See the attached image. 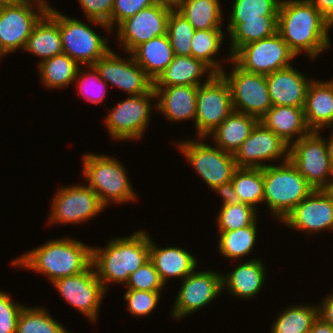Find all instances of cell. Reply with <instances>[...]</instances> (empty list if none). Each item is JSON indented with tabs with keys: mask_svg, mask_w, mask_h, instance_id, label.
Wrapping results in <instances>:
<instances>
[{
	"mask_svg": "<svg viewBox=\"0 0 333 333\" xmlns=\"http://www.w3.org/2000/svg\"><path fill=\"white\" fill-rule=\"evenodd\" d=\"M14 268L42 273L51 283L86 271L92 265V246L66 236L47 240L11 260ZM48 278V279H47Z\"/></svg>",
	"mask_w": 333,
	"mask_h": 333,
	"instance_id": "7a4b0ae2",
	"label": "cell"
},
{
	"mask_svg": "<svg viewBox=\"0 0 333 333\" xmlns=\"http://www.w3.org/2000/svg\"><path fill=\"white\" fill-rule=\"evenodd\" d=\"M54 193L46 223L48 226L59 223L80 225L106 210L96 192L85 183L64 185Z\"/></svg>",
	"mask_w": 333,
	"mask_h": 333,
	"instance_id": "9c48e42d",
	"label": "cell"
},
{
	"mask_svg": "<svg viewBox=\"0 0 333 333\" xmlns=\"http://www.w3.org/2000/svg\"><path fill=\"white\" fill-rule=\"evenodd\" d=\"M318 318L333 327V290L318 302Z\"/></svg>",
	"mask_w": 333,
	"mask_h": 333,
	"instance_id": "681fc988",
	"label": "cell"
},
{
	"mask_svg": "<svg viewBox=\"0 0 333 333\" xmlns=\"http://www.w3.org/2000/svg\"><path fill=\"white\" fill-rule=\"evenodd\" d=\"M124 286L125 290L139 291H162L166 288L150 259L129 275Z\"/></svg>",
	"mask_w": 333,
	"mask_h": 333,
	"instance_id": "ee69618b",
	"label": "cell"
},
{
	"mask_svg": "<svg viewBox=\"0 0 333 333\" xmlns=\"http://www.w3.org/2000/svg\"><path fill=\"white\" fill-rule=\"evenodd\" d=\"M263 179V205L280 224L314 190L289 159L264 167Z\"/></svg>",
	"mask_w": 333,
	"mask_h": 333,
	"instance_id": "8992f818",
	"label": "cell"
},
{
	"mask_svg": "<svg viewBox=\"0 0 333 333\" xmlns=\"http://www.w3.org/2000/svg\"><path fill=\"white\" fill-rule=\"evenodd\" d=\"M259 121L288 146L311 131L306 125L304 108L301 107L272 106Z\"/></svg>",
	"mask_w": 333,
	"mask_h": 333,
	"instance_id": "484cf974",
	"label": "cell"
},
{
	"mask_svg": "<svg viewBox=\"0 0 333 333\" xmlns=\"http://www.w3.org/2000/svg\"><path fill=\"white\" fill-rule=\"evenodd\" d=\"M310 131L289 146L288 159L314 189H326L333 176L325 138Z\"/></svg>",
	"mask_w": 333,
	"mask_h": 333,
	"instance_id": "30bf717a",
	"label": "cell"
},
{
	"mask_svg": "<svg viewBox=\"0 0 333 333\" xmlns=\"http://www.w3.org/2000/svg\"><path fill=\"white\" fill-rule=\"evenodd\" d=\"M258 219L251 225L232 231L218 232L217 251L221 257L226 259L243 261L253 253L258 235ZM233 259V260H232Z\"/></svg>",
	"mask_w": 333,
	"mask_h": 333,
	"instance_id": "4dcf8cb0",
	"label": "cell"
},
{
	"mask_svg": "<svg viewBox=\"0 0 333 333\" xmlns=\"http://www.w3.org/2000/svg\"><path fill=\"white\" fill-rule=\"evenodd\" d=\"M231 181L241 203L259 209L264 197L263 168L237 167Z\"/></svg>",
	"mask_w": 333,
	"mask_h": 333,
	"instance_id": "8d00e7d4",
	"label": "cell"
},
{
	"mask_svg": "<svg viewBox=\"0 0 333 333\" xmlns=\"http://www.w3.org/2000/svg\"><path fill=\"white\" fill-rule=\"evenodd\" d=\"M49 5L45 0H20L0 8V46L7 55L24 50L34 25Z\"/></svg>",
	"mask_w": 333,
	"mask_h": 333,
	"instance_id": "8fae6325",
	"label": "cell"
},
{
	"mask_svg": "<svg viewBox=\"0 0 333 333\" xmlns=\"http://www.w3.org/2000/svg\"><path fill=\"white\" fill-rule=\"evenodd\" d=\"M156 92L152 87L147 93L128 95L115 106L107 108L104 125L114 141H138L146 135L152 111L156 110ZM152 102L155 104L152 105ZM153 108L155 110H153Z\"/></svg>",
	"mask_w": 333,
	"mask_h": 333,
	"instance_id": "52a82bcc",
	"label": "cell"
},
{
	"mask_svg": "<svg viewBox=\"0 0 333 333\" xmlns=\"http://www.w3.org/2000/svg\"><path fill=\"white\" fill-rule=\"evenodd\" d=\"M220 0H184L176 9L195 30L222 29L223 6Z\"/></svg>",
	"mask_w": 333,
	"mask_h": 333,
	"instance_id": "1f68e13d",
	"label": "cell"
},
{
	"mask_svg": "<svg viewBox=\"0 0 333 333\" xmlns=\"http://www.w3.org/2000/svg\"><path fill=\"white\" fill-rule=\"evenodd\" d=\"M184 0H154L155 4L168 7L172 10H176Z\"/></svg>",
	"mask_w": 333,
	"mask_h": 333,
	"instance_id": "f5cc1de1",
	"label": "cell"
},
{
	"mask_svg": "<svg viewBox=\"0 0 333 333\" xmlns=\"http://www.w3.org/2000/svg\"><path fill=\"white\" fill-rule=\"evenodd\" d=\"M154 0H114L110 18V29L113 31L121 22L134 16L139 11L151 7Z\"/></svg>",
	"mask_w": 333,
	"mask_h": 333,
	"instance_id": "bcb514c9",
	"label": "cell"
},
{
	"mask_svg": "<svg viewBox=\"0 0 333 333\" xmlns=\"http://www.w3.org/2000/svg\"><path fill=\"white\" fill-rule=\"evenodd\" d=\"M170 8L154 4L116 26L115 40L124 53H131L137 46L155 37L167 34Z\"/></svg>",
	"mask_w": 333,
	"mask_h": 333,
	"instance_id": "e0dca14e",
	"label": "cell"
},
{
	"mask_svg": "<svg viewBox=\"0 0 333 333\" xmlns=\"http://www.w3.org/2000/svg\"><path fill=\"white\" fill-rule=\"evenodd\" d=\"M195 29L177 10H171L168 20L167 35L174 55L191 56V40Z\"/></svg>",
	"mask_w": 333,
	"mask_h": 333,
	"instance_id": "60d3db41",
	"label": "cell"
},
{
	"mask_svg": "<svg viewBox=\"0 0 333 333\" xmlns=\"http://www.w3.org/2000/svg\"><path fill=\"white\" fill-rule=\"evenodd\" d=\"M212 191L216 192V194H218L219 197H221L222 204L220 205H225V204L237 205L241 203L239 196L236 194V191L233 187L232 181L223 183L222 185L217 186Z\"/></svg>",
	"mask_w": 333,
	"mask_h": 333,
	"instance_id": "c3c4849f",
	"label": "cell"
},
{
	"mask_svg": "<svg viewBox=\"0 0 333 333\" xmlns=\"http://www.w3.org/2000/svg\"><path fill=\"white\" fill-rule=\"evenodd\" d=\"M317 318V304L294 303L277 314L269 333H308Z\"/></svg>",
	"mask_w": 333,
	"mask_h": 333,
	"instance_id": "e575fe53",
	"label": "cell"
},
{
	"mask_svg": "<svg viewBox=\"0 0 333 333\" xmlns=\"http://www.w3.org/2000/svg\"><path fill=\"white\" fill-rule=\"evenodd\" d=\"M329 129V138L325 139L326 145H327V149H328V155H329V159L331 162V165L333 167V127L328 128Z\"/></svg>",
	"mask_w": 333,
	"mask_h": 333,
	"instance_id": "db71d44e",
	"label": "cell"
},
{
	"mask_svg": "<svg viewBox=\"0 0 333 333\" xmlns=\"http://www.w3.org/2000/svg\"><path fill=\"white\" fill-rule=\"evenodd\" d=\"M81 66L67 54L62 53L45 60L37 66L41 84L47 89H64L74 84Z\"/></svg>",
	"mask_w": 333,
	"mask_h": 333,
	"instance_id": "d6a6232c",
	"label": "cell"
},
{
	"mask_svg": "<svg viewBox=\"0 0 333 333\" xmlns=\"http://www.w3.org/2000/svg\"><path fill=\"white\" fill-rule=\"evenodd\" d=\"M151 237L149 234V259L153 262L165 286L167 282H170V278L181 281L198 269L197 266L200 263L191 251L180 246L159 247Z\"/></svg>",
	"mask_w": 333,
	"mask_h": 333,
	"instance_id": "603a6c76",
	"label": "cell"
},
{
	"mask_svg": "<svg viewBox=\"0 0 333 333\" xmlns=\"http://www.w3.org/2000/svg\"><path fill=\"white\" fill-rule=\"evenodd\" d=\"M131 55L153 82L169 66L175 56L167 34L140 44L131 52Z\"/></svg>",
	"mask_w": 333,
	"mask_h": 333,
	"instance_id": "f546056e",
	"label": "cell"
},
{
	"mask_svg": "<svg viewBox=\"0 0 333 333\" xmlns=\"http://www.w3.org/2000/svg\"><path fill=\"white\" fill-rule=\"evenodd\" d=\"M320 14L333 26V0H309Z\"/></svg>",
	"mask_w": 333,
	"mask_h": 333,
	"instance_id": "f907efd6",
	"label": "cell"
},
{
	"mask_svg": "<svg viewBox=\"0 0 333 333\" xmlns=\"http://www.w3.org/2000/svg\"><path fill=\"white\" fill-rule=\"evenodd\" d=\"M74 83L83 100L100 105L106 99L108 84L99 77L93 66L80 67Z\"/></svg>",
	"mask_w": 333,
	"mask_h": 333,
	"instance_id": "b9f144b4",
	"label": "cell"
},
{
	"mask_svg": "<svg viewBox=\"0 0 333 333\" xmlns=\"http://www.w3.org/2000/svg\"><path fill=\"white\" fill-rule=\"evenodd\" d=\"M186 276L180 283L178 294L173 300L170 318L182 320L217 300L223 292L222 272L197 270Z\"/></svg>",
	"mask_w": 333,
	"mask_h": 333,
	"instance_id": "4fadbf2b",
	"label": "cell"
},
{
	"mask_svg": "<svg viewBox=\"0 0 333 333\" xmlns=\"http://www.w3.org/2000/svg\"><path fill=\"white\" fill-rule=\"evenodd\" d=\"M278 15H267L263 20H243L230 34L228 58L224 61H231V56L242 46L252 42L271 37L277 32Z\"/></svg>",
	"mask_w": 333,
	"mask_h": 333,
	"instance_id": "d590c367",
	"label": "cell"
},
{
	"mask_svg": "<svg viewBox=\"0 0 333 333\" xmlns=\"http://www.w3.org/2000/svg\"><path fill=\"white\" fill-rule=\"evenodd\" d=\"M123 300L126 308L135 317H149L161 300L163 291L125 290Z\"/></svg>",
	"mask_w": 333,
	"mask_h": 333,
	"instance_id": "7bdbcfd3",
	"label": "cell"
},
{
	"mask_svg": "<svg viewBox=\"0 0 333 333\" xmlns=\"http://www.w3.org/2000/svg\"><path fill=\"white\" fill-rule=\"evenodd\" d=\"M234 111L229 84L214 74L198 86L195 124L196 136H209Z\"/></svg>",
	"mask_w": 333,
	"mask_h": 333,
	"instance_id": "9a60e30c",
	"label": "cell"
},
{
	"mask_svg": "<svg viewBox=\"0 0 333 333\" xmlns=\"http://www.w3.org/2000/svg\"><path fill=\"white\" fill-rule=\"evenodd\" d=\"M12 295L0 289V333H16L17 320L24 307Z\"/></svg>",
	"mask_w": 333,
	"mask_h": 333,
	"instance_id": "f6af8a7d",
	"label": "cell"
},
{
	"mask_svg": "<svg viewBox=\"0 0 333 333\" xmlns=\"http://www.w3.org/2000/svg\"><path fill=\"white\" fill-rule=\"evenodd\" d=\"M239 263L228 273H222L223 292H229L230 296L232 295L236 299H254L260 291L262 292L261 289L266 283L265 278L268 273L265 263L262 258L260 259V256Z\"/></svg>",
	"mask_w": 333,
	"mask_h": 333,
	"instance_id": "7402d4cb",
	"label": "cell"
},
{
	"mask_svg": "<svg viewBox=\"0 0 333 333\" xmlns=\"http://www.w3.org/2000/svg\"><path fill=\"white\" fill-rule=\"evenodd\" d=\"M330 29L333 26L309 0L281 1L277 32L296 57L305 53L314 62L321 53L331 50Z\"/></svg>",
	"mask_w": 333,
	"mask_h": 333,
	"instance_id": "6da1fadb",
	"label": "cell"
},
{
	"mask_svg": "<svg viewBox=\"0 0 333 333\" xmlns=\"http://www.w3.org/2000/svg\"><path fill=\"white\" fill-rule=\"evenodd\" d=\"M295 58L278 32L240 47L231 56V60L244 71L263 75L292 65Z\"/></svg>",
	"mask_w": 333,
	"mask_h": 333,
	"instance_id": "5bb4252c",
	"label": "cell"
},
{
	"mask_svg": "<svg viewBox=\"0 0 333 333\" xmlns=\"http://www.w3.org/2000/svg\"><path fill=\"white\" fill-rule=\"evenodd\" d=\"M156 92V111L172 122L194 121L198 86L153 87Z\"/></svg>",
	"mask_w": 333,
	"mask_h": 333,
	"instance_id": "cb8c5ba5",
	"label": "cell"
},
{
	"mask_svg": "<svg viewBox=\"0 0 333 333\" xmlns=\"http://www.w3.org/2000/svg\"><path fill=\"white\" fill-rule=\"evenodd\" d=\"M51 284L66 305L83 314L87 321H98L99 310L107 291L98 279L93 265L82 273L57 279Z\"/></svg>",
	"mask_w": 333,
	"mask_h": 333,
	"instance_id": "2e32d148",
	"label": "cell"
},
{
	"mask_svg": "<svg viewBox=\"0 0 333 333\" xmlns=\"http://www.w3.org/2000/svg\"><path fill=\"white\" fill-rule=\"evenodd\" d=\"M18 1H20V0H0V8H3L7 5L17 3Z\"/></svg>",
	"mask_w": 333,
	"mask_h": 333,
	"instance_id": "11a10c76",
	"label": "cell"
},
{
	"mask_svg": "<svg viewBox=\"0 0 333 333\" xmlns=\"http://www.w3.org/2000/svg\"><path fill=\"white\" fill-rule=\"evenodd\" d=\"M148 233L140 229L130 236L111 237L106 246L92 245V265L107 292L110 283L125 285L129 275L149 260Z\"/></svg>",
	"mask_w": 333,
	"mask_h": 333,
	"instance_id": "3957f363",
	"label": "cell"
},
{
	"mask_svg": "<svg viewBox=\"0 0 333 333\" xmlns=\"http://www.w3.org/2000/svg\"><path fill=\"white\" fill-rule=\"evenodd\" d=\"M206 141L205 137H196L194 140L187 138L177 140L174 145L208 188L214 190L217 186L232 180L237 166L234 154Z\"/></svg>",
	"mask_w": 333,
	"mask_h": 333,
	"instance_id": "ba28073f",
	"label": "cell"
},
{
	"mask_svg": "<svg viewBox=\"0 0 333 333\" xmlns=\"http://www.w3.org/2000/svg\"><path fill=\"white\" fill-rule=\"evenodd\" d=\"M308 333H333V327L317 318Z\"/></svg>",
	"mask_w": 333,
	"mask_h": 333,
	"instance_id": "816d5d0a",
	"label": "cell"
},
{
	"mask_svg": "<svg viewBox=\"0 0 333 333\" xmlns=\"http://www.w3.org/2000/svg\"><path fill=\"white\" fill-rule=\"evenodd\" d=\"M288 156L289 146L260 121L234 154L236 166L248 168H264L276 164L274 162L282 163L288 160Z\"/></svg>",
	"mask_w": 333,
	"mask_h": 333,
	"instance_id": "d6986e66",
	"label": "cell"
},
{
	"mask_svg": "<svg viewBox=\"0 0 333 333\" xmlns=\"http://www.w3.org/2000/svg\"><path fill=\"white\" fill-rule=\"evenodd\" d=\"M259 122L255 116L233 111L209 136L214 145L235 154Z\"/></svg>",
	"mask_w": 333,
	"mask_h": 333,
	"instance_id": "f1b7e54d",
	"label": "cell"
},
{
	"mask_svg": "<svg viewBox=\"0 0 333 333\" xmlns=\"http://www.w3.org/2000/svg\"><path fill=\"white\" fill-rule=\"evenodd\" d=\"M82 160V175L85 183L96 192L101 202L122 205L136 201L139 197L132 188L127 169L117 158L107 154L85 152Z\"/></svg>",
	"mask_w": 333,
	"mask_h": 333,
	"instance_id": "5b68a950",
	"label": "cell"
},
{
	"mask_svg": "<svg viewBox=\"0 0 333 333\" xmlns=\"http://www.w3.org/2000/svg\"><path fill=\"white\" fill-rule=\"evenodd\" d=\"M328 193H329V195L333 198V176H332V178H331V180H330V183H329V185H328V187L325 189Z\"/></svg>",
	"mask_w": 333,
	"mask_h": 333,
	"instance_id": "9f6ffc18",
	"label": "cell"
},
{
	"mask_svg": "<svg viewBox=\"0 0 333 333\" xmlns=\"http://www.w3.org/2000/svg\"><path fill=\"white\" fill-rule=\"evenodd\" d=\"M16 333H73L45 307L25 305L18 317Z\"/></svg>",
	"mask_w": 333,
	"mask_h": 333,
	"instance_id": "f35d334b",
	"label": "cell"
},
{
	"mask_svg": "<svg viewBox=\"0 0 333 333\" xmlns=\"http://www.w3.org/2000/svg\"><path fill=\"white\" fill-rule=\"evenodd\" d=\"M87 19L106 23L110 27L114 0H77Z\"/></svg>",
	"mask_w": 333,
	"mask_h": 333,
	"instance_id": "7dc6e473",
	"label": "cell"
},
{
	"mask_svg": "<svg viewBox=\"0 0 333 333\" xmlns=\"http://www.w3.org/2000/svg\"><path fill=\"white\" fill-rule=\"evenodd\" d=\"M304 116L311 131L333 127V78L312 79L306 93Z\"/></svg>",
	"mask_w": 333,
	"mask_h": 333,
	"instance_id": "d4e9b609",
	"label": "cell"
},
{
	"mask_svg": "<svg viewBox=\"0 0 333 333\" xmlns=\"http://www.w3.org/2000/svg\"><path fill=\"white\" fill-rule=\"evenodd\" d=\"M47 13L59 24L63 53L75 60L80 66H93V64L105 56L112 48L109 45V36L98 35L92 25L101 27L107 35H112L110 27L103 22L85 19L86 22L77 18L69 17L61 13L51 3ZM88 22V24H87Z\"/></svg>",
	"mask_w": 333,
	"mask_h": 333,
	"instance_id": "277c9868",
	"label": "cell"
},
{
	"mask_svg": "<svg viewBox=\"0 0 333 333\" xmlns=\"http://www.w3.org/2000/svg\"><path fill=\"white\" fill-rule=\"evenodd\" d=\"M25 52L39 59L37 66L63 53L59 24L47 12L34 25L24 48Z\"/></svg>",
	"mask_w": 333,
	"mask_h": 333,
	"instance_id": "83f0119b",
	"label": "cell"
},
{
	"mask_svg": "<svg viewBox=\"0 0 333 333\" xmlns=\"http://www.w3.org/2000/svg\"><path fill=\"white\" fill-rule=\"evenodd\" d=\"M224 38L226 33L223 29L195 30L191 40V56L201 60L215 74H220L226 64L217 55H220L218 52H221L225 43Z\"/></svg>",
	"mask_w": 333,
	"mask_h": 333,
	"instance_id": "836d02e7",
	"label": "cell"
},
{
	"mask_svg": "<svg viewBox=\"0 0 333 333\" xmlns=\"http://www.w3.org/2000/svg\"><path fill=\"white\" fill-rule=\"evenodd\" d=\"M230 62L228 73L226 67L220 74L229 84L233 109L260 120L272 107L266 75L246 72Z\"/></svg>",
	"mask_w": 333,
	"mask_h": 333,
	"instance_id": "7c38bea8",
	"label": "cell"
},
{
	"mask_svg": "<svg viewBox=\"0 0 333 333\" xmlns=\"http://www.w3.org/2000/svg\"><path fill=\"white\" fill-rule=\"evenodd\" d=\"M281 223L308 236L333 232V198L325 189L313 190Z\"/></svg>",
	"mask_w": 333,
	"mask_h": 333,
	"instance_id": "ffe728a7",
	"label": "cell"
},
{
	"mask_svg": "<svg viewBox=\"0 0 333 333\" xmlns=\"http://www.w3.org/2000/svg\"><path fill=\"white\" fill-rule=\"evenodd\" d=\"M7 54H6V52L2 49V47L0 46V61L2 60L1 58L3 57H5Z\"/></svg>",
	"mask_w": 333,
	"mask_h": 333,
	"instance_id": "6f0895ef",
	"label": "cell"
},
{
	"mask_svg": "<svg viewBox=\"0 0 333 333\" xmlns=\"http://www.w3.org/2000/svg\"><path fill=\"white\" fill-rule=\"evenodd\" d=\"M215 73L201 60L192 56H177L153 82V87L199 86L206 83ZM206 76V79H202ZM203 80V81H202Z\"/></svg>",
	"mask_w": 333,
	"mask_h": 333,
	"instance_id": "4316f807",
	"label": "cell"
},
{
	"mask_svg": "<svg viewBox=\"0 0 333 333\" xmlns=\"http://www.w3.org/2000/svg\"><path fill=\"white\" fill-rule=\"evenodd\" d=\"M282 0H233L226 24L228 36L243 20H263L267 15H278Z\"/></svg>",
	"mask_w": 333,
	"mask_h": 333,
	"instance_id": "74e56055",
	"label": "cell"
},
{
	"mask_svg": "<svg viewBox=\"0 0 333 333\" xmlns=\"http://www.w3.org/2000/svg\"><path fill=\"white\" fill-rule=\"evenodd\" d=\"M216 215L217 231H232L251 226L258 218V211L246 203L220 205Z\"/></svg>",
	"mask_w": 333,
	"mask_h": 333,
	"instance_id": "ab89813d",
	"label": "cell"
},
{
	"mask_svg": "<svg viewBox=\"0 0 333 333\" xmlns=\"http://www.w3.org/2000/svg\"><path fill=\"white\" fill-rule=\"evenodd\" d=\"M126 54L127 58H122L112 48L93 67L108 86L112 84V88L114 86L121 89L127 96L147 93L153 87V81L136 63L131 53Z\"/></svg>",
	"mask_w": 333,
	"mask_h": 333,
	"instance_id": "ac0fdd59",
	"label": "cell"
},
{
	"mask_svg": "<svg viewBox=\"0 0 333 333\" xmlns=\"http://www.w3.org/2000/svg\"><path fill=\"white\" fill-rule=\"evenodd\" d=\"M294 66L292 64L266 75L272 106L304 108L307 89L313 78Z\"/></svg>",
	"mask_w": 333,
	"mask_h": 333,
	"instance_id": "44dd1931",
	"label": "cell"
}]
</instances>
